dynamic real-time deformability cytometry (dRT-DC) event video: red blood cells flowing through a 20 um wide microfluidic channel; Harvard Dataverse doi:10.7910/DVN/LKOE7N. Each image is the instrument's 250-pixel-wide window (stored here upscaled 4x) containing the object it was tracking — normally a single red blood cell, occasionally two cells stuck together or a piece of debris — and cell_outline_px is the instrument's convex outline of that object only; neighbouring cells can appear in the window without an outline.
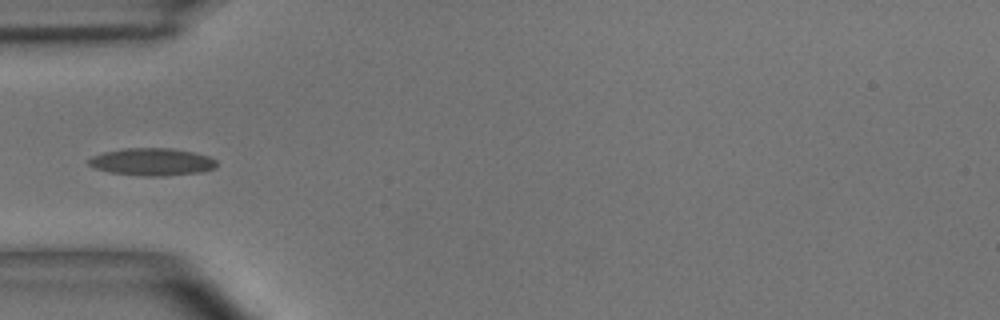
{"species": "common noctule bat (a hibernating species)", "species_latin": "Nyctalus noctula", "temperature_condition": "room temperature", "stored_images_in_passage": 3, "camera_frame_rate_fps": 3000, "um_per_image_px": 0.085, "animal": {"sex": "male", "body_mass_g": 15.6}, "frame": {"image": 1, "passage_image": 2, "time_ms": 1.333, "image_size_px": [1000, 320], "cell_outline_px": [[216, 168], [200, 172], [164, 176], [144, 176], [108, 172], [96, 168], [88, 164], [88, 160], [92, 156], [104, 152], [124, 148], [172, 148], [192, 152], [208, 156], [216, 160]], "centroid_in_image_um": [12.92, 13.76], "position_along_channel_um": 72.1, "area_um2": 20.4}}
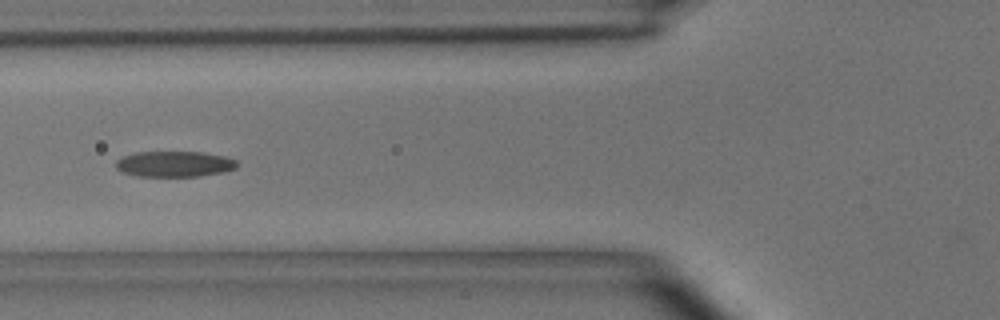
{"frame": {"image": 2, "passage_image": 3, "time_ms": 2.333, "image_size_px": [1000, 320], "cell_outline_px": [[236, 168], [224, 172], [200, 176], [136, 176], [124, 172], [116, 168], [116, 160], [124, 156], [136, 152], [204, 152], [224, 156], [236, 160]], "centroid_in_image_um": [14.83, 13.94], "position_along_channel_um": 111.0, "area_um2": 18.09}}